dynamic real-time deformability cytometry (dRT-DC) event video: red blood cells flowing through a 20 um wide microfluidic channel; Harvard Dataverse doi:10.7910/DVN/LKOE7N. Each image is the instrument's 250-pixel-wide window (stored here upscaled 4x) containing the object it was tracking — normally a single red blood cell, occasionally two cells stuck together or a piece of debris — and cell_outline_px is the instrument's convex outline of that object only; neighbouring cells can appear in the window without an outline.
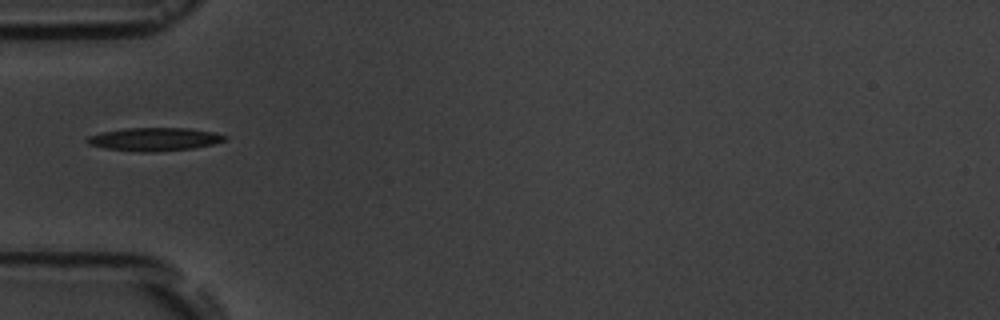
{"species": "common noctule bat (a hibernating species)", "species_latin": "Nyctalus noctula", "temperature_condition": "room temperature", "stored_images_in_passage": 7, "camera_frame_rate_fps": 3000, "um_per_image_px": 0.085, "animal": {"sex": "male", "body_mass_g": 19.5, "forearm_length_mm": 54.6}, "frame": {"image": 1, "passage_image": 1, "time_ms": 0.0, "image_size_px": [1000, 320], "cell_outline_px": [[228, 140], [212, 144], [192, 148], [152, 152], [140, 152], [104, 148], [88, 144], [84, 140], [88, 136], [100, 132], [124, 128], [188, 128], [216, 132], [228, 136]], "centroid_in_image_um": [13.12, 11.83], "position_along_channel_um": 71.9, "area_um2": 18.79}}
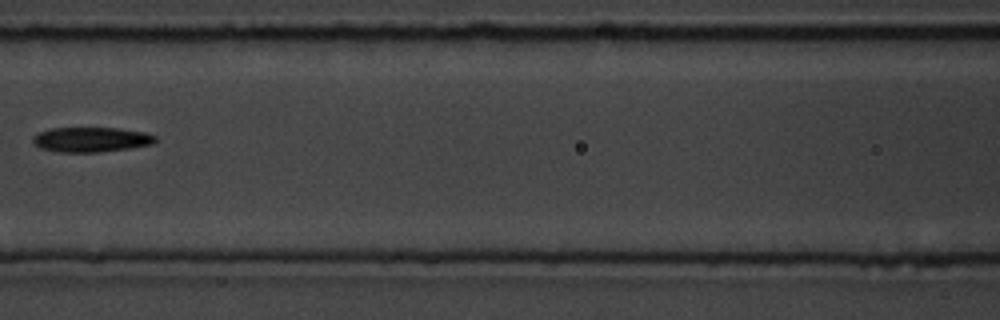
{"frame": {"image": 2, "passage_image": 3, "time_ms": 2.333, "image_size_px": [1000, 320], "cell_outline_px": [[156, 140], [152, 144], [128, 148], [100, 152], [60, 152], [40, 148], [32, 140], [32, 136], [48, 128], [116, 128], [144, 132], [156, 136]], "centroid_in_image_um": [7.72, 11.86], "position_along_channel_um": 158.9, "area_um2": 17.63}}
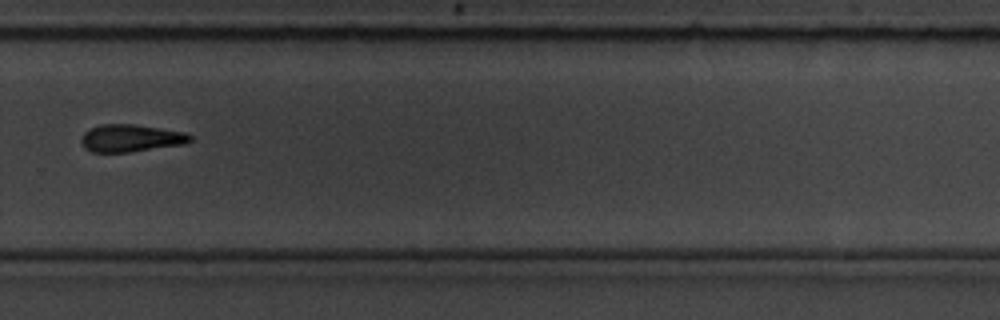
{"frame": {"image": 3, "passage_image": 7, "time_ms": 6.667, "image_size_px": [1000, 320], "cell_outline_px": [[192, 140], [184, 144], [132, 152], [92, 152], [84, 148], [80, 140], [84, 132], [100, 124], [132, 124], [160, 128], [184, 132], [192, 136]], "centroid_in_image_um": [11.11, 11.75], "position_along_channel_um": 318.7, "area_um2": 17.4}}